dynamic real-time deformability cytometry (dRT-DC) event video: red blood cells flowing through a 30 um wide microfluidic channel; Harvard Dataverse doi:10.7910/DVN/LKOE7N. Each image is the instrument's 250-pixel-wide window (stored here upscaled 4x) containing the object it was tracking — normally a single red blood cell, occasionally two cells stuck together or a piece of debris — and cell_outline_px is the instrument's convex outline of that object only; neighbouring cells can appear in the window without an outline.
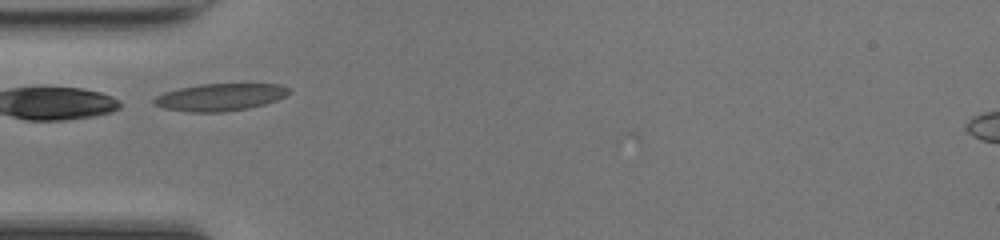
{"species": "common noctule bat (a hibernating species)", "species_latin": "Nyctalus noctula", "temperature_condition": "room temperature", "stored_images_in_passage": 33, "camera_frame_rate_fps": 3000, "um_per_image_px": 0.085, "animal": {"sex": "female", "body_mass_g": 17.0, "forearm_length_mm": 48.0}, "frame": {"image": 1, "passage_image": 1, "time_ms": 0.0, "image_size_px": [1000, 240], "cell_outline_px": [[292, 92], [276, 100], [264, 104], [248, 108], [224, 112], [188, 112], [164, 108], [152, 104], [152, 100], [156, 96], [164, 92], [180, 88], [200, 84], [280, 84], [288, 88]], "centroid_in_image_um": [18.68, 8.26], "position_along_channel_um": 66.3, "area_um2": 21.44}}
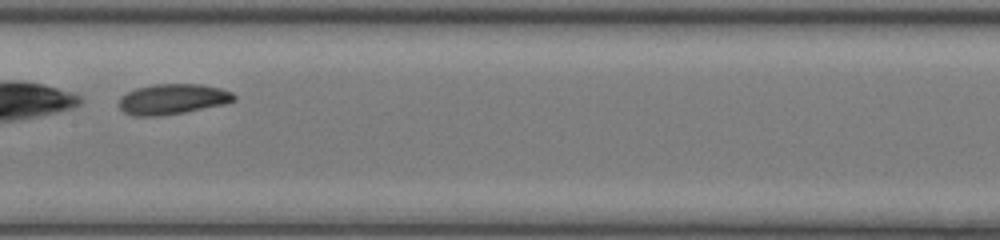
{"frame": {"image": 2, "passage_image": 10, "time_ms": 3.0, "image_size_px": [1000, 240], "cell_outline_px": [[236, 100], [224, 104], [184, 112], [160, 116], [132, 116], [124, 112], [120, 108], [120, 96], [136, 88], [152, 84], [200, 84], [220, 88], [232, 92], [236, 96]], "centroid_in_image_um": [14.67, 8.42], "position_along_channel_um": 192.7, "area_um2": 20.4}, "authors_computed_cell_mechanics": {"area_um2": 20.1144, "velocity_mm_per_s": 4.2107, "shape_relaxation_time_tau1_ms": 2.7315, "shape_relaxation_time_tau2_ms": 6.8122, "deformation_change_tau1": 0.0851, "deformation_change_tau2": 0.1249}}